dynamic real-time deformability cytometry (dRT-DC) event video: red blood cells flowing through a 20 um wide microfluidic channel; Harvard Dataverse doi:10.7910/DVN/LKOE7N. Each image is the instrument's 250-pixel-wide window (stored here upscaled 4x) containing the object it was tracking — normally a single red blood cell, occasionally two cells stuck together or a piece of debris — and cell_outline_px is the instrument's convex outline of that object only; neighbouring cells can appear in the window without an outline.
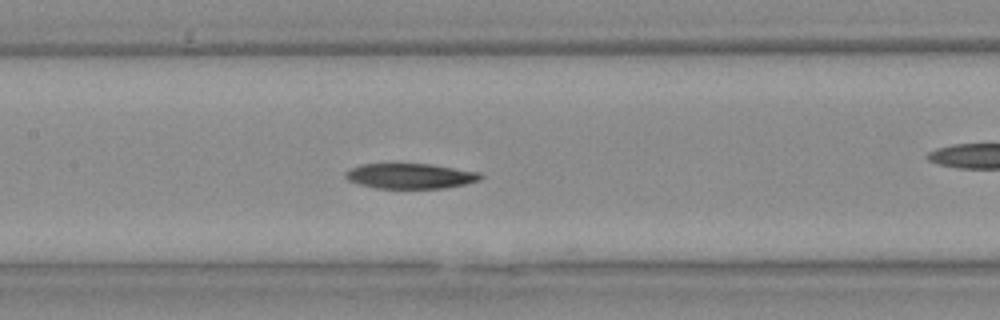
{"species": "Egyptian fruit bat (a non-hibernating species)", "species_latin": "Rousettus aegyptiacus", "temperature_condition": "warm", "stored_images_in_passage": 9, "camera_frame_rate_fps": 3000, "um_per_image_px": 0.085, "animal": {"sex": "female"}, "frame": {"image": 1, "passage_image": 6, "time_ms": 1.667, "image_size_px": [1000, 320], "cell_outline_px": [[484, 176], [480, 180], [464, 184], [444, 188], [376, 188], [360, 184], [348, 180], [344, 176], [344, 172], [360, 164], [432, 164], [480, 172]], "centroid_in_image_um": [34.89, 14.96], "position_along_channel_um": 172.5, "area_um2": 19.83}}